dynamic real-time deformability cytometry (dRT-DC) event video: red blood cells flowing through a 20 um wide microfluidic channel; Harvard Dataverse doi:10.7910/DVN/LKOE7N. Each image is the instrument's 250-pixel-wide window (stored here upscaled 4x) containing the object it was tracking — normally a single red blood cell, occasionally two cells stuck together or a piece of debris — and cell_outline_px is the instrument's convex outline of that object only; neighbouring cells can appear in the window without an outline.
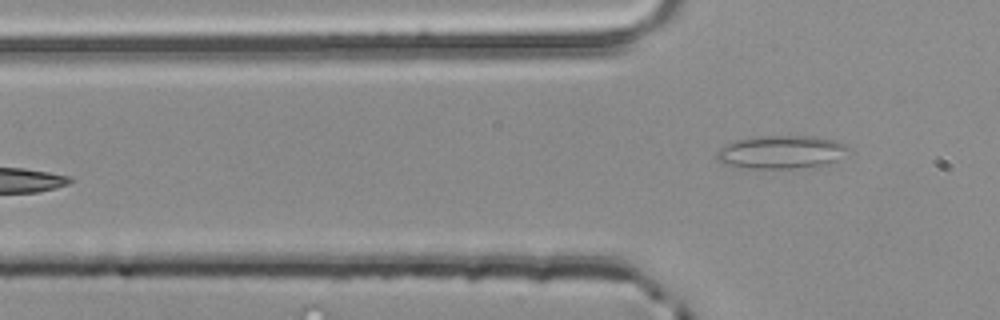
{"species": "common noctule bat (a hibernating species)", "species_latin": "Nyctalus noctula", "temperature_condition": "room temperature", "stored_images_in_passage": 4, "camera_frame_rate_fps": 3000, "um_per_image_px": 0.085, "animal": {"sex": "male", "body_mass_g": 20.4}, "frame": {"image": 1, "passage_image": 4, "time_ms": 1.0, "image_size_px": [1000, 320], "cell_outline_px": [[848, 148], [832, 160], [824, 164], [792, 168], [748, 168], [728, 164], [716, 160], [716, 152], [720, 148], [736, 140], [760, 136], [816, 136], [836, 140], [844, 144]], "centroid_in_image_um": [66.32, 12.9], "position_along_channel_um": 59.5, "area_um2": 24.68}}